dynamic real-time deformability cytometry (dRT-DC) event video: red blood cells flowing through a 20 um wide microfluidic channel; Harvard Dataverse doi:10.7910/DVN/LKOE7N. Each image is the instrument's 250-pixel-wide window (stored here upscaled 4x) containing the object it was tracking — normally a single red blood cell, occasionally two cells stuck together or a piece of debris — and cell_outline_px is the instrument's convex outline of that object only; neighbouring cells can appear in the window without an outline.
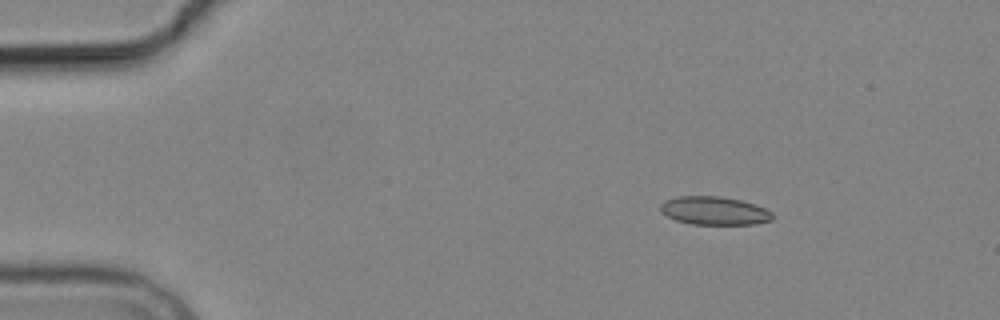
{"species": "common noctule bat (a hibernating species)", "species_latin": "Nyctalus noctula", "temperature_condition": "cold", "stored_images_in_passage": 4, "camera_frame_rate_fps": 3000, "um_per_image_px": 0.085, "animal": {"sex": "male", "body_mass_g": 19.2, "forearm_length_mm": 51.8}, "frame": {"image": 1, "passage_image": 2, "time_ms": 1.333, "image_size_px": [1000, 320], "cell_outline_px": [[772, 220], [756, 224], [692, 224], [676, 220], [660, 212], [660, 204], [664, 200], [676, 196], [720, 196], [740, 200], [764, 208], [772, 212]], "centroid_in_image_um": [60.67, 17.91], "position_along_channel_um": 24.3, "area_um2": 18.44}}